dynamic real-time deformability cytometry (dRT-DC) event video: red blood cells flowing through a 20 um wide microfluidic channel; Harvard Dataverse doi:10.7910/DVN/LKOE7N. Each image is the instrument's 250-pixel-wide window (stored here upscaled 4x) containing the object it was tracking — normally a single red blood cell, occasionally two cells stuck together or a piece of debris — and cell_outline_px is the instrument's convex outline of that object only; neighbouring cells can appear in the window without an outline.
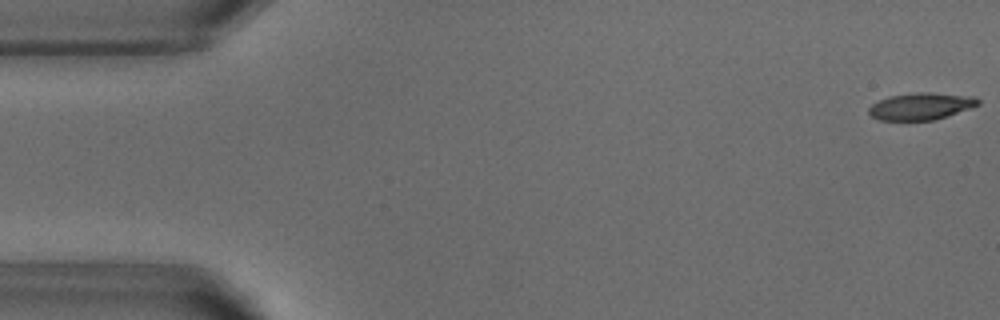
{"species": "common noctule bat (a hibernating species)", "species_latin": "Nyctalus noctula", "temperature_condition": "warm", "stored_images_in_passage": 52, "camera_frame_rate_fps": 3000, "um_per_image_px": 0.085, "animal": {"sex": "male", "body_mass_g": 18.8}, "frame": {"image": 1, "passage_image": 1, "time_ms": 0.0, "image_size_px": [1000, 320], "cell_outline_px": [[980, 104], [972, 108], [948, 116], [932, 120], [880, 120], [872, 116], [868, 112], [868, 108], [872, 104], [880, 100], [892, 96], [920, 92], [928, 92], [972, 96], [980, 100]], "centroid_in_image_um": [78.32, 9.04], "position_along_channel_um": 6.7, "area_um2": 17.05}}
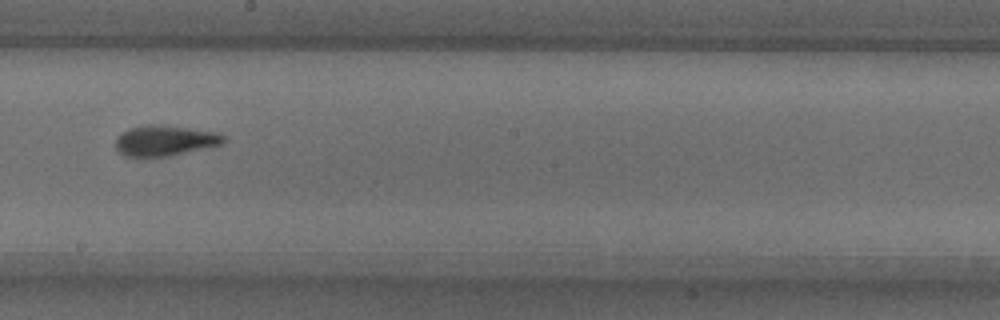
{"frame": {"image": 2, "passage_image": 29, "time_ms": 9.333, "image_size_px": [1000, 320], "cell_outline_px": [[228, 140], [224, 144], [168, 156], [124, 156], [116, 148], [116, 140], [128, 128], [148, 124], [168, 124], [216, 132], [224, 136]], "centroid_in_image_um": [14.07, 11.93], "position_along_channel_um": 234.1, "area_um2": 19.31}}
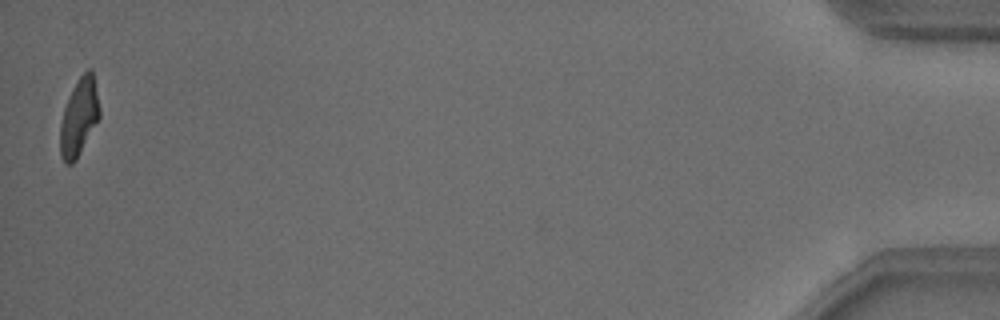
{"frame": {"image": 3, "passage_image": 52, "time_ms": 17.0, "image_size_px": [1000, 320], "cell_outline_px": [[100, 116], [76, 160], [72, 164], [64, 164], [60, 156], [60, 124], [64, 108], [68, 96], [72, 88], [80, 76], [88, 68], [92, 68], [100, 108]], "centroid_in_image_um": [6.71, 9.95], "position_along_channel_um": 428.5, "area_um2": 17.8}, "authors_computed_cell_mechanics": {"area_um2": 18.6405, "velocity_mm_per_s": 3.8043, "shape_relaxation_time_tau1_ms": 2.9433, "shape_relaxation_time_tau2_ms": 1.4709, "deformation_change_tau1": 0.1574, "deformation_change_tau2": 0.0865}}